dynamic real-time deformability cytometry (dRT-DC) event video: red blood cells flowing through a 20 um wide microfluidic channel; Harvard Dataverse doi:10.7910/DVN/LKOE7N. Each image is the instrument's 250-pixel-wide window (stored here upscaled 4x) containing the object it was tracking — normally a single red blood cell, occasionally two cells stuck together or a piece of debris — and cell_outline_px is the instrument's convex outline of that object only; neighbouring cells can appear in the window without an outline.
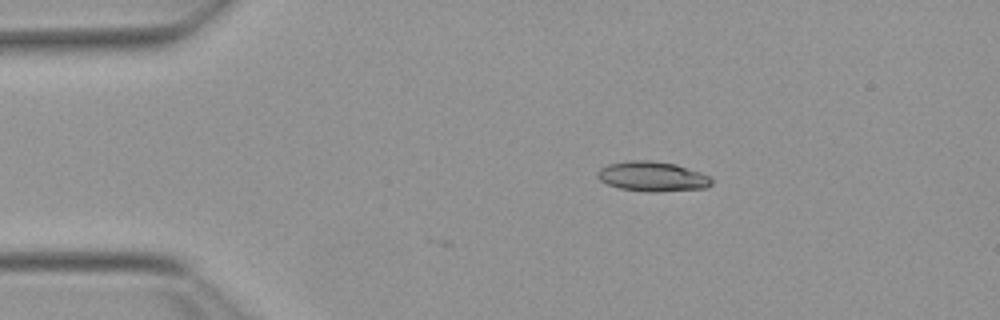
{"species": "Egyptian fruit bat (a non-hibernating species)", "species_latin": "Rousettus aegyptiacus", "temperature_condition": "warm", "stored_images_in_passage": 6, "camera_frame_rate_fps": 3000, "um_per_image_px": 0.085, "animal": {"sex": "female"}, "frame": {"image": 1, "passage_image": 1, "time_ms": 0.0, "image_size_px": [1000, 320], "cell_outline_px": [[712, 184], [704, 188], [620, 188], [608, 184], [600, 180], [596, 176], [596, 172], [600, 168], [608, 164], [628, 160], [652, 160], [676, 164], [700, 172], [708, 176], [712, 180]], "centroid_in_image_um": [55.38, 14.91], "position_along_channel_um": 29.6, "area_um2": 18.55}}